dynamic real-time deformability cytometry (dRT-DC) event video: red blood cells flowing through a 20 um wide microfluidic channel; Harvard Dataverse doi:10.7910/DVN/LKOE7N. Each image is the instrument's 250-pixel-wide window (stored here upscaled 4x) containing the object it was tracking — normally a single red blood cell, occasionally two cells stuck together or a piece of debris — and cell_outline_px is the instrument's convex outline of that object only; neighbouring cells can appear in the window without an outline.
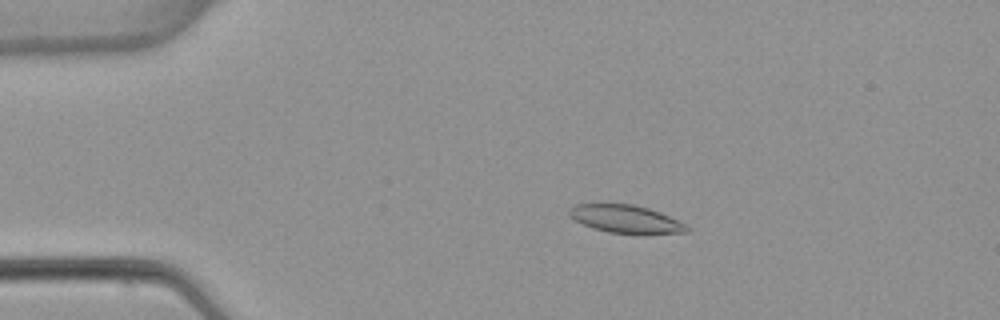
{"species": "common noctule bat (a hibernating species)", "species_latin": "Nyctalus noctula", "temperature_condition": "warm", "stored_images_in_passage": 4, "camera_frame_rate_fps": 3000, "um_per_image_px": 0.085, "animal": {"sex": "female", "body_mass_g": 22.7, "forearm_length_mm": 54.2}, "frame": {"image": 1, "passage_image": 3, "time_ms": 2.667, "image_size_px": [1000, 320], "cell_outline_px": [[692, 228], [688, 232], [644, 236], [640, 236], [608, 232], [584, 224], [576, 220], [568, 212], [568, 208], [576, 204], [604, 200], [632, 204], [648, 208], [660, 212], [688, 224]], "centroid_in_image_um": [53.25, 18.6], "position_along_channel_um": 31.8, "area_um2": 20.52}}